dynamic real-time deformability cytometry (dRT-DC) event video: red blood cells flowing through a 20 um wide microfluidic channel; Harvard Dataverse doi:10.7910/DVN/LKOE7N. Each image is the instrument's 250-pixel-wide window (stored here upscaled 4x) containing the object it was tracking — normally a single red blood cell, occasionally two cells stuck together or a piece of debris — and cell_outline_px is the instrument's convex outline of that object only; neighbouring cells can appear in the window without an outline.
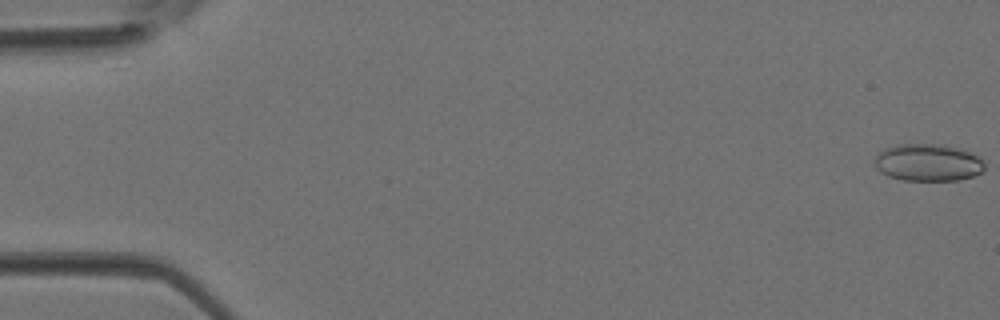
{"species": "Egyptian fruit bat (a non-hibernating species)", "species_latin": "Rousettus aegyptiacus", "temperature_condition": "room temperature", "stored_images_in_passage": 4, "camera_frame_rate_fps": 3000, "um_per_image_px": 0.085, "animal": {"sex": "female"}, "frame": {"image": 1, "passage_image": 1, "time_ms": 0.0, "image_size_px": [1000, 320], "cell_outline_px": [[984, 168], [980, 172], [972, 176], [956, 180], [904, 180], [888, 176], [880, 172], [876, 168], [876, 156], [884, 148], [900, 144], [944, 144], [960, 148], [976, 156], [984, 164]], "centroid_in_image_um": [78.85, 13.81], "position_along_channel_um": 6.2, "area_um2": 23.58}}